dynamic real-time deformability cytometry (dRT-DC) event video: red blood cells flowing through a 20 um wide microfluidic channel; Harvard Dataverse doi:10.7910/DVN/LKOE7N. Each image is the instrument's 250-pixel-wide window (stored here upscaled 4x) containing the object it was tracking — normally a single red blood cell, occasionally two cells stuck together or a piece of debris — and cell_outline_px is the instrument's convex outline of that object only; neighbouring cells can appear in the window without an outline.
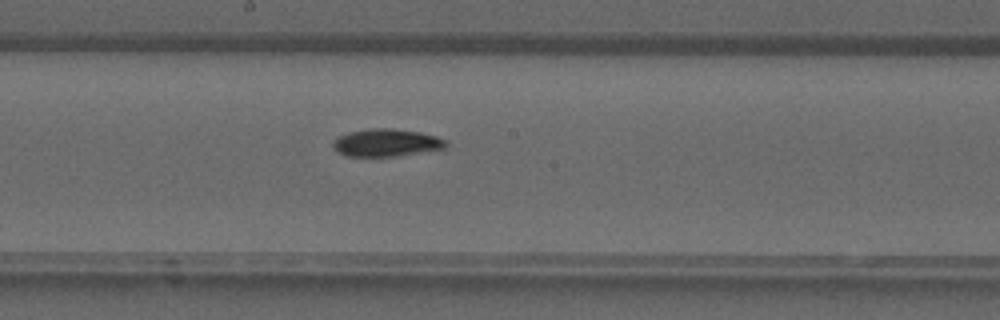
{"species": "common noctule bat (a hibernating species)", "species_latin": "Nyctalus noctula", "temperature_condition": "warm", "stored_images_in_passage": 30, "camera_frame_rate_fps": 3000, "um_per_image_px": 0.085, "animal": {"sex": "male", "forearm_length_mm": 52.5}, "frame": {"image": 1, "passage_image": 13, "time_ms": 4.0, "image_size_px": [1000, 320], "cell_outline_px": [[448, 144], [444, 148], [396, 156], [344, 156], [336, 152], [332, 148], [332, 140], [348, 132], [368, 128], [392, 128], [420, 132], [436, 136], [448, 140]], "centroid_in_image_um": [32.8, 12.12], "position_along_channel_um": 215.4, "area_um2": 18.32}}
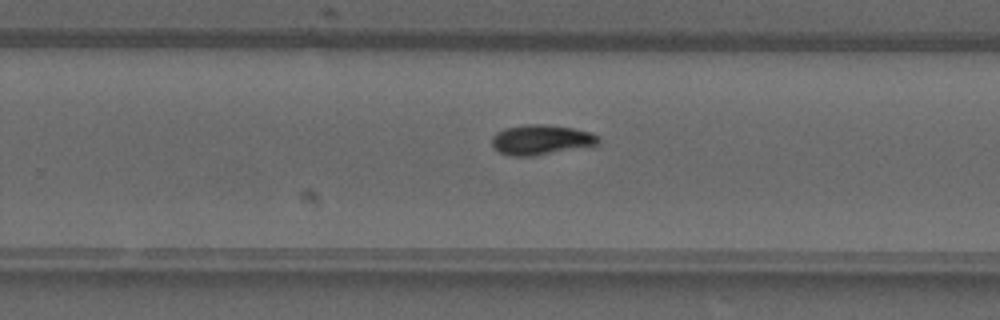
{"frame": {"image": 2, "passage_image": 17, "time_ms": 5.333, "image_size_px": [1000, 320], "cell_outline_px": [[600, 144], [536, 156], [508, 156], [500, 152], [492, 144], [492, 136], [496, 132], [504, 128], [528, 124], [544, 124], [572, 128], [588, 132], [600, 136]], "centroid_in_image_um": [45.99, 11.88], "position_along_channel_um": 283.8, "area_um2": 18.67}}
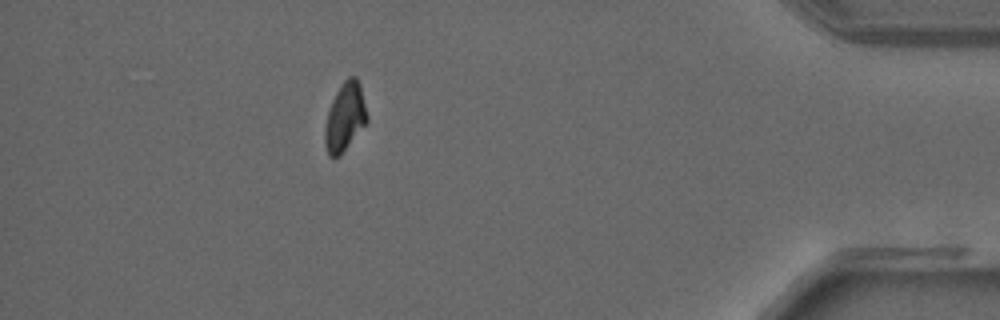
{"frame": {"image": 3, "passage_image": 27, "time_ms": 8.667, "image_size_px": [1000, 320], "cell_outline_px": [[368, 120], [340, 156], [328, 156], [324, 144], [324, 128], [328, 112], [332, 100], [340, 84], [348, 76], [356, 76], [360, 84], [368, 116]], "centroid_in_image_um": [29.31, 9.93], "position_along_channel_um": 405.9, "area_um2": 16.82}}